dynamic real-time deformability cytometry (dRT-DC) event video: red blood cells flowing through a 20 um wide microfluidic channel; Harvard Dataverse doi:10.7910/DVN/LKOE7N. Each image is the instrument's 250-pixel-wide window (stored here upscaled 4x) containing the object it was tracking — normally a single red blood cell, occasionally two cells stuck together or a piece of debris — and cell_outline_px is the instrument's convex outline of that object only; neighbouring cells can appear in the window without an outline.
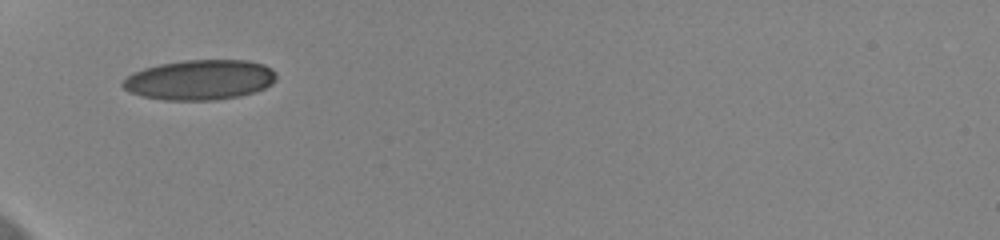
{"species": "human", "species_latin": "Homo sapiens", "temperature_condition": "cold", "stored_images_in_passage": 33, "camera_frame_rate_fps": 3000, "um_per_image_px": 0.085, "donor": {"sex": "female"}, "frame": {"image": 1, "passage_image": 1, "time_ms": 0.0, "image_size_px": [1000, 240], "cell_outline_px": [[276, 80], [272, 84], [264, 88], [252, 92], [236, 96], [212, 100], [164, 100], [144, 96], [132, 92], [124, 88], [120, 84], [132, 72], [144, 68], [160, 64], [184, 60], [248, 60], [264, 64], [272, 68], [276, 72]], "centroid_in_image_um": [17.0, 6.77], "position_along_channel_um": 68.0, "area_um2": 35.72}}
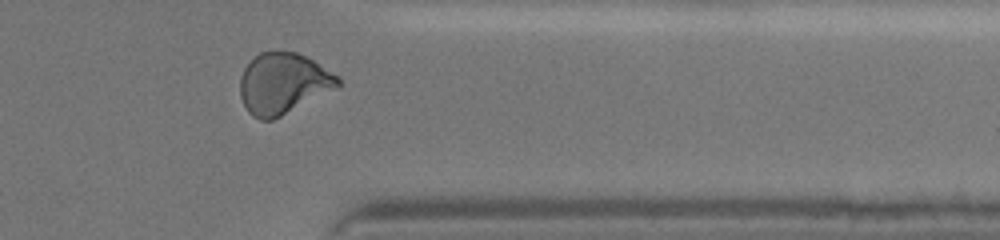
{"frame": {"image": 2, "passage_image": 28, "time_ms": 9.0, "image_size_px": [1000, 240], "cell_outline_px": [[340, 84], [280, 116], [272, 120], [260, 120], [252, 116], [248, 112], [240, 96], [240, 76], [244, 68], [260, 52], [296, 52], [312, 60], [340, 76]], "centroid_in_image_um": [24.02, 7.09], "position_along_channel_um": 387.4, "area_um2": 33.93}, "authors_computed_cell_mechanics": {"area_um2": 33.7552, "velocity_mm_per_s": 3.6536, "shape_relaxation_time_tau1_ms": 4.4658, "shape_relaxation_time_tau2_ms": 1.2664, "deformation_change_tau1": 0.1433, "deformation_change_tau2": 0.0591}}